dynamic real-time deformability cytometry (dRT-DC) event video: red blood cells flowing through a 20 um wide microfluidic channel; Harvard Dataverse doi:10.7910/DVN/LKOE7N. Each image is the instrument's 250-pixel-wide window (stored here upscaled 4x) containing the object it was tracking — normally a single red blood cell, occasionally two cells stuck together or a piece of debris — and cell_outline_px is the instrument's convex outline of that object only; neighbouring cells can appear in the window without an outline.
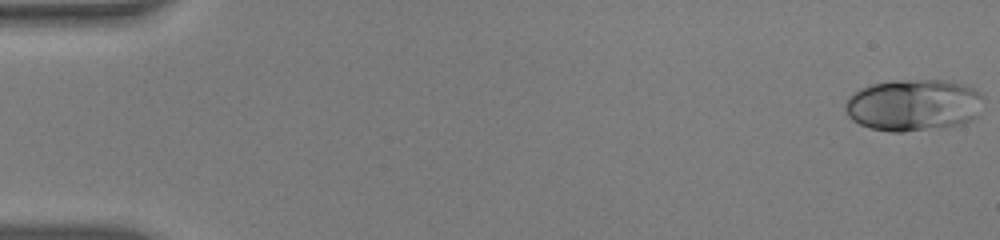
{"species": "human", "species_latin": "Homo sapiens", "temperature_condition": "warm", "stored_images_in_passage": 54, "camera_frame_rate_fps": 3000, "um_per_image_px": 0.085, "donor": {"sex": "male"}, "frame": {"image": 1, "passage_image": 1, "time_ms": 0.0, "image_size_px": [1000, 240], "cell_outline_px": [[984, 100], [976, 116], [972, 120], [964, 124], [940, 128], [904, 132], [892, 132], [872, 128], [860, 124], [852, 120], [848, 116], [844, 108], [844, 104], [856, 92], [872, 84], [892, 80], [948, 80], [964, 84], [980, 92], [984, 96]], "centroid_in_image_um": [77.7, 8.94], "position_along_channel_um": 7.3, "area_um2": 41.96}}
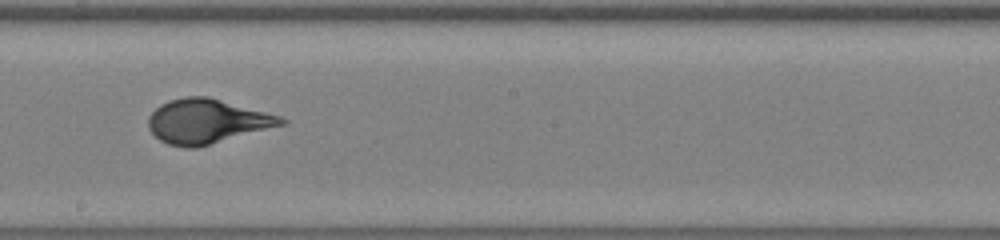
{"frame": {"image": 2, "passage_image": 31, "time_ms": 10.0, "image_size_px": [1000, 240], "cell_outline_px": [[288, 124], [196, 148], [184, 148], [168, 144], [160, 140], [148, 128], [148, 116], [160, 104], [168, 100], [184, 96], [208, 96], [280, 116], [288, 120]], "centroid_in_image_um": [17.6, 10.31], "position_along_channel_um": 230.6, "area_um2": 34.56}}
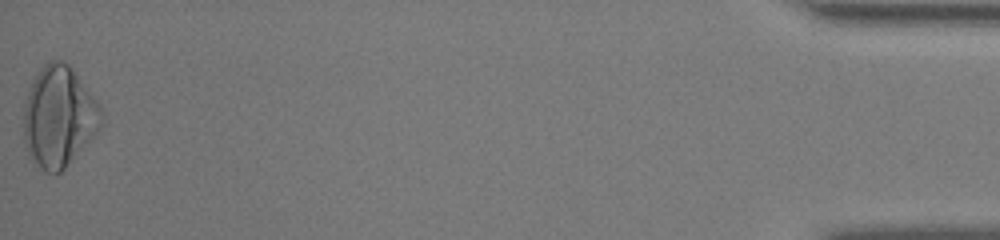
{"frame": {"image": 3, "passage_image": 54, "time_ms": 17.667, "image_size_px": [1000, 240], "cell_outline_px": [[104, 116], [96, 132], [64, 168], [60, 172], [44, 172], [40, 168], [28, 152], [24, 144], [24, 100], [32, 80], [40, 68], [48, 60], [60, 60], [68, 64], [76, 72], [96, 100]], "centroid_in_image_um": [4.98, 9.87], "position_along_channel_um": 430.2, "area_um2": 45.14}}